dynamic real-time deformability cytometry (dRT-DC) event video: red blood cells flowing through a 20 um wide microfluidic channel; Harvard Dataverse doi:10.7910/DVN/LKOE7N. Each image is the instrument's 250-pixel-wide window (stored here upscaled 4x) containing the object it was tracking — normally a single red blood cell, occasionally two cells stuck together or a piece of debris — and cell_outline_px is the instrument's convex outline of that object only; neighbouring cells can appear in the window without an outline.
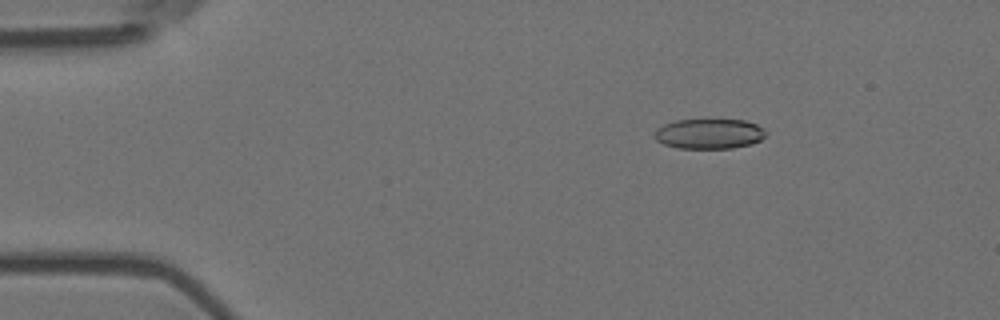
{"species": "Egyptian fruit bat (a non-hibernating species)", "species_latin": "Rousettus aegyptiacus", "temperature_condition": "room temperature", "stored_images_in_passage": 8, "camera_frame_rate_fps": 3000, "um_per_image_px": 0.085, "animal": {"sex": "female"}, "frame": {"image": 1, "passage_image": 3, "time_ms": 0.667, "image_size_px": [1000, 320], "cell_outline_px": [[768, 132], [760, 140], [752, 144], [732, 148], [676, 148], [664, 144], [656, 140], [652, 136], [656, 128], [664, 124], [676, 120], [744, 120], [756, 124], [764, 128]], "centroid_in_image_um": [60.26, 11.37], "position_along_channel_um": 24.7, "area_um2": 19.65}}
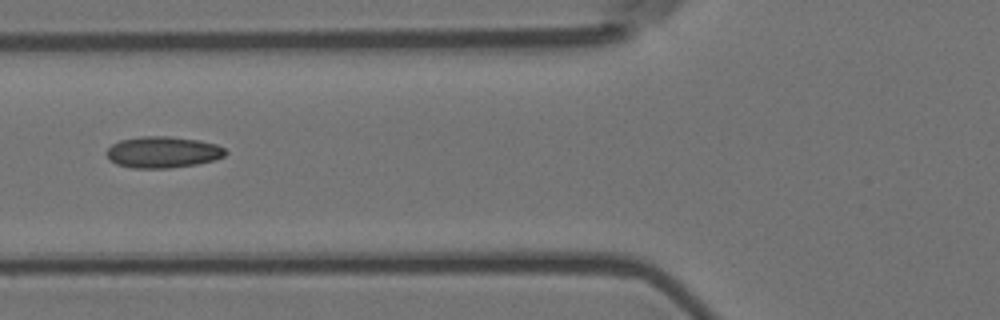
{"frame": {"image": 2, "passage_image": 6, "time_ms": 1.667, "image_size_px": [1000, 320], "cell_outline_px": [[228, 152], [224, 156], [216, 160], [196, 164], [168, 168], [132, 168], [116, 164], [108, 160], [104, 152], [112, 144], [120, 140], [140, 136], [168, 136], [200, 140], [216, 144], [224, 148]], "centroid_in_image_um": [13.82, 12.93], "position_along_channel_um": 112.0, "area_um2": 22.02}}
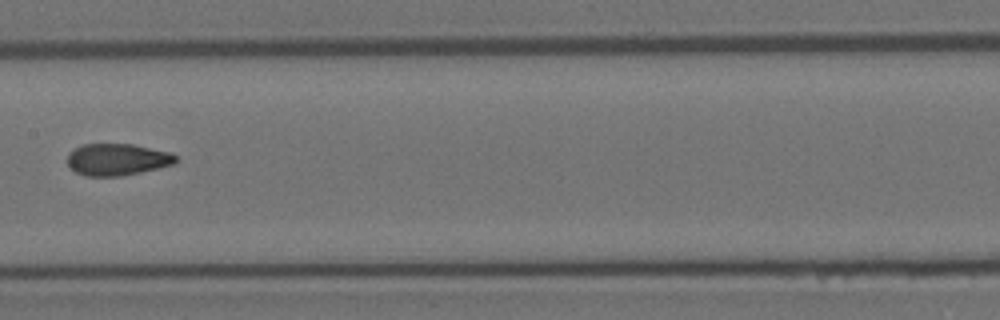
{"frame": {"image": 3, "passage_image": 8, "time_ms": 2.333, "image_size_px": [1000, 320], "cell_outline_px": [[176, 160], [172, 164], [140, 172], [120, 176], [88, 176], [76, 172], [68, 164], [68, 152], [80, 144], [132, 144], [172, 152], [176, 156]], "centroid_in_image_um": [9.94, 13.54], "position_along_channel_um": 197.5, "area_um2": 20.0}}